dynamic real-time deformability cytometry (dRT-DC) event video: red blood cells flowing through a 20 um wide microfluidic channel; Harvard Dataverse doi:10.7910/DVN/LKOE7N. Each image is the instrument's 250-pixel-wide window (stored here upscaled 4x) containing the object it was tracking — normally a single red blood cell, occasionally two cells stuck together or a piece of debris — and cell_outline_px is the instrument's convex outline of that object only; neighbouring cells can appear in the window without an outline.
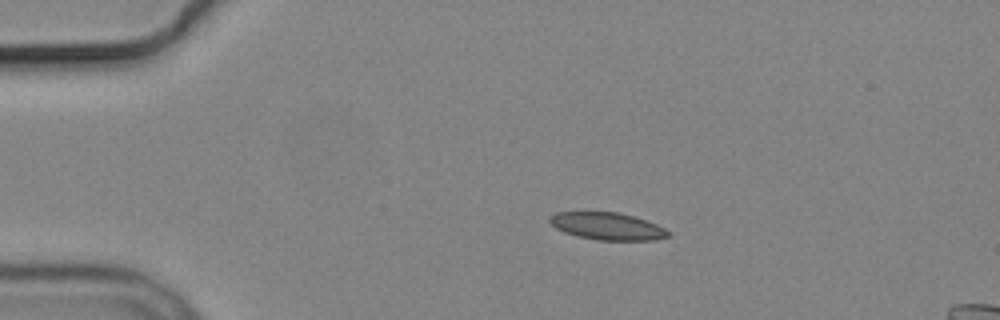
{"species": "common noctule bat (a hibernating species)", "species_latin": "Nyctalus noctula", "temperature_condition": "cold", "stored_images_in_passage": 5, "camera_frame_rate_fps": 3000, "um_per_image_px": 0.085, "animal": {"sex": "male", "body_mass_g": 19.2, "forearm_length_mm": 51.8}, "frame": {"image": 1, "passage_image": 3, "time_ms": 2.333, "image_size_px": [1000, 320], "cell_outline_px": [[672, 232], [668, 236], [652, 240], [596, 240], [576, 236], [564, 232], [556, 228], [548, 220], [548, 216], [556, 212], [616, 212], [632, 216], [656, 224]], "centroid_in_image_um": [51.58, 19.23], "position_along_channel_um": 33.4, "area_um2": 18.79}}
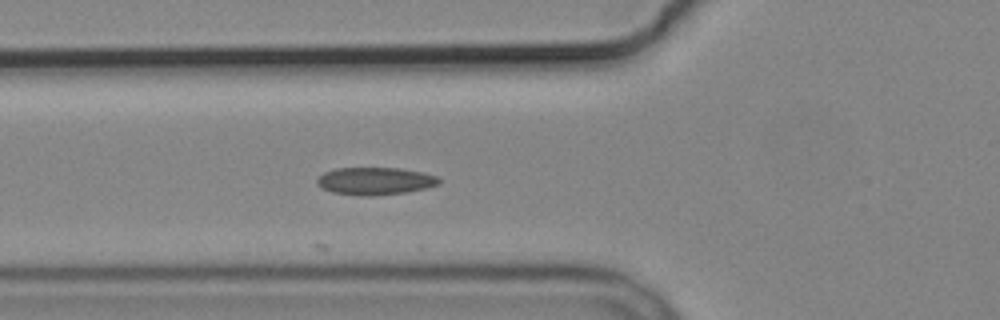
{"frame": {"image": 2, "passage_image": 5, "time_ms": 5.333, "image_size_px": [1000, 320], "cell_outline_px": [[440, 184], [424, 188], [404, 192], [368, 196], [332, 192], [324, 188], [316, 180], [324, 172], [336, 168], [400, 168], [424, 172], [436, 176], [440, 180]], "centroid_in_image_um": [31.91, 15.37], "position_along_channel_um": 93.9, "area_um2": 19.19}}